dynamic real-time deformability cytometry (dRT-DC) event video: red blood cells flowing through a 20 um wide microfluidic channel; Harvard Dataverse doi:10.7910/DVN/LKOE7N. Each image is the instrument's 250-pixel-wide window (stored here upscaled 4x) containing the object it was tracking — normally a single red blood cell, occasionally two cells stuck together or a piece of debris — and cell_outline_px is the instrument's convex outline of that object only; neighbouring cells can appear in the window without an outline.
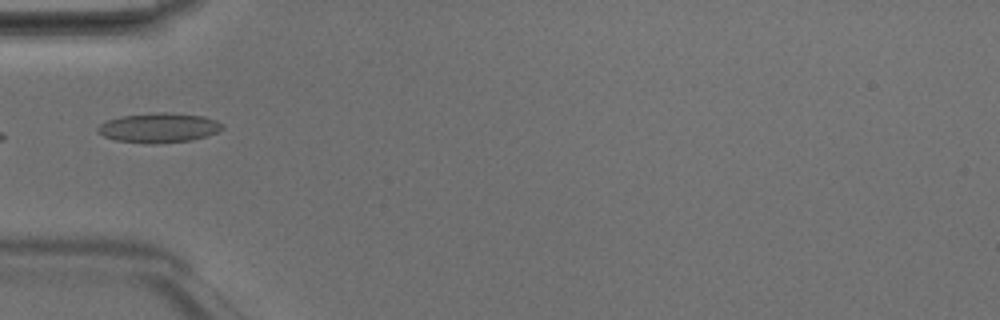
{"species": "Egyptian fruit bat (a non-hibernating species)", "species_latin": "Rousettus aegyptiacus", "temperature_condition": "room temperature", "stored_images_in_passage": 21, "camera_frame_rate_fps": 3000, "um_per_image_px": 0.085, "animal": {"sex": "male"}, "frame": {"image": 1, "passage_image": 1, "time_ms": 0.0, "image_size_px": [1000, 320], "cell_outline_px": [[224, 128], [216, 132], [204, 136], [188, 140], [156, 144], [152, 144], [116, 140], [104, 136], [96, 132], [96, 128], [100, 124], [108, 120], [120, 116], [156, 112], [168, 112], [204, 116], [216, 120], [224, 124]], "centroid_in_image_um": [13.48, 10.85], "position_along_channel_um": 71.5, "area_um2": 21.5}}